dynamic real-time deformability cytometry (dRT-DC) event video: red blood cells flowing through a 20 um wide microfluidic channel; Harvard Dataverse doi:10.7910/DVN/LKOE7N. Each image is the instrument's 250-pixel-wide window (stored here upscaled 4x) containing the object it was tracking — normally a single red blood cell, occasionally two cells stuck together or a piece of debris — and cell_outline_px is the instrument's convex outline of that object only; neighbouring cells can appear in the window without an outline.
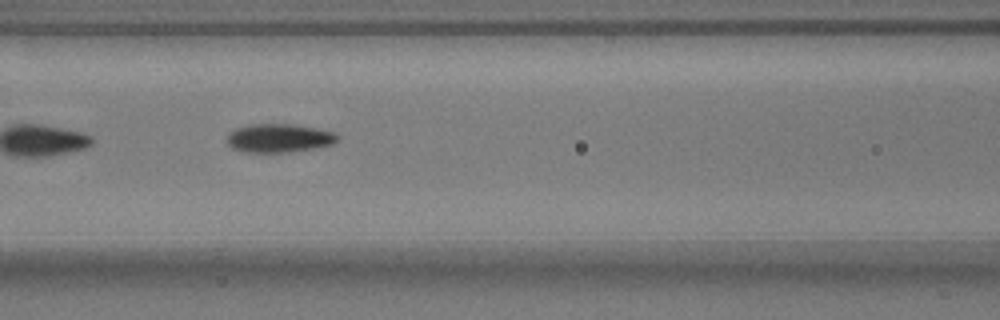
{"species": "common noctule bat (a hibernating species)", "species_latin": "Nyctalus noctula", "temperature_condition": "warm", "stored_images_in_passage": 38, "camera_frame_rate_fps": 3000, "um_per_image_px": 0.085, "animal": {"sex": "male", "body_mass_g": 17.9}, "frame": {"image": 1, "passage_image": 12, "time_ms": 3.667, "image_size_px": [1000, 320], "cell_outline_px": [[340, 136], [332, 144], [312, 148], [280, 152], [244, 152], [232, 148], [228, 144], [228, 132], [236, 128], [248, 124], [292, 124], [332, 132]], "centroid_in_image_um": [23.64, 11.73], "position_along_channel_um": 143.0, "area_um2": 18.03}, "authors_computed_cell_mechanics": {"area_um2": 18.0625, "velocity_mm_per_s": 3.6785, "shape_relaxation_time_tau1_ms": 2.6621, "shape_relaxation_time_tau2_ms": 2.0172, "deformation_change_tau1": 0.1443, "deformation_change_tau2": 0.0654}}